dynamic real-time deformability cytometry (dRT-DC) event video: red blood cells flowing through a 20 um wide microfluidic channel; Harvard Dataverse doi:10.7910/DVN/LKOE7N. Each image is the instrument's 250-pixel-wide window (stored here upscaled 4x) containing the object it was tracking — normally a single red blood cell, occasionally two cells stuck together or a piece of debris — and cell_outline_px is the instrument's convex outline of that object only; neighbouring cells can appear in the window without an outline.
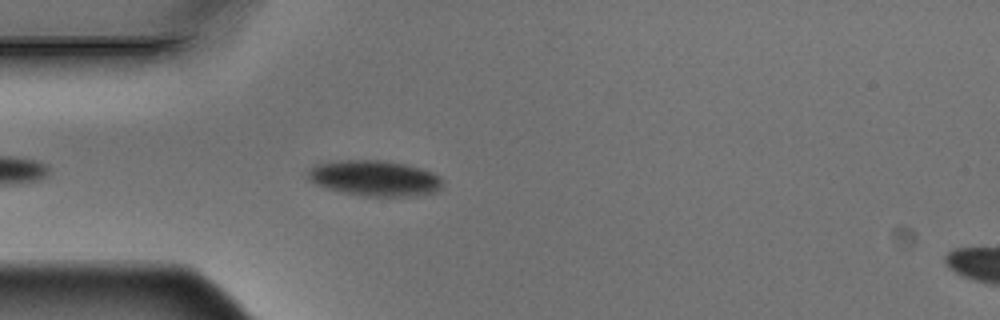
{"species": "Egyptian fruit bat (a non-hibernating species)", "species_latin": "Rousettus aegyptiacus", "temperature_condition": "warm", "stored_images_in_passage": 5, "segment_of_instrument_passage": [1, 2], "camera_frame_rate_fps": 3000, "um_per_image_px": 0.085, "animal": {"sex": "male"}, "frame": {"image": 1, "passage_image": 4, "time_ms": 1.0, "image_size_px": [1000, 320], "cell_outline_px": [[444, 184], [440, 192], [416, 196], [364, 196], [344, 192], [328, 188], [316, 184], [308, 180], [308, 172], [312, 168], [320, 164], [340, 160], [380, 160], [404, 164], [432, 172], [440, 176], [444, 180]], "centroid_in_image_um": [31.94, 15.16], "position_along_channel_um": 53.1, "area_um2": 27.92}}